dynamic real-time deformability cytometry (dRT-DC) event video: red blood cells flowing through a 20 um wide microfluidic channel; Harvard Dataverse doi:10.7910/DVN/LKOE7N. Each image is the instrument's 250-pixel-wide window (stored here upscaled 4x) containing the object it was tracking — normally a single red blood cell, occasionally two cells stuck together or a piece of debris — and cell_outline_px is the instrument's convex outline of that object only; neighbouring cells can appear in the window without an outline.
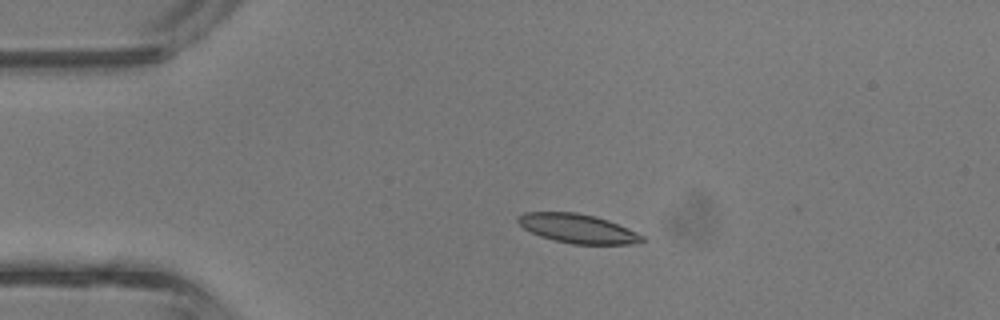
{"species": "common noctule bat (a hibernating species)", "species_latin": "Nyctalus noctula", "temperature_condition": "room temperature", "stored_images_in_passage": 3, "camera_frame_rate_fps": 3000, "um_per_image_px": 0.085, "animal": {"sex": "male", "body_mass_g": 13.3}, "frame": {"image": 1, "passage_image": 3, "time_ms": 0.667, "image_size_px": [1000, 320], "cell_outline_px": [[648, 240], [628, 244], [572, 244], [540, 236], [524, 228], [516, 220], [516, 216], [524, 212], [576, 212], [608, 220], [636, 232], [644, 236]], "centroid_in_image_um": [49.09, 19.42], "position_along_channel_um": 35.9, "area_um2": 20.87}}